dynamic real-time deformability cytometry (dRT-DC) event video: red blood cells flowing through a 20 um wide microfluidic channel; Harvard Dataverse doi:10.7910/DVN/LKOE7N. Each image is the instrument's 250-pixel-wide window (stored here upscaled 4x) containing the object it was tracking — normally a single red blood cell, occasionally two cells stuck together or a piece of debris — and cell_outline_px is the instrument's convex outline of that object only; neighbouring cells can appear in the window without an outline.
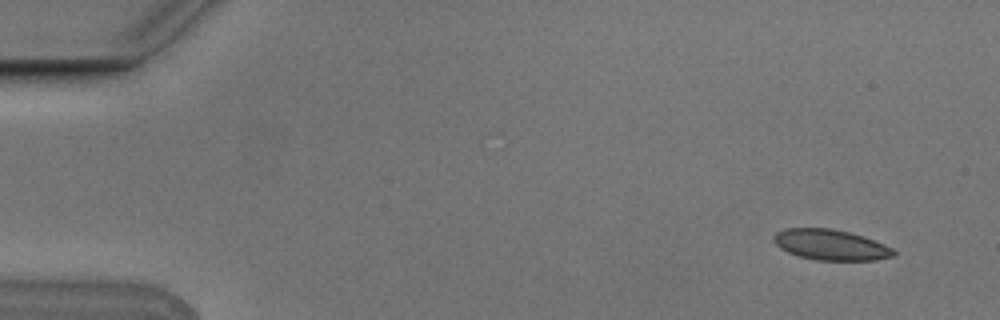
{"species": "Egyptian fruit bat (a non-hibernating species)", "species_latin": "Rousettus aegyptiacus", "temperature_condition": "cold", "stored_images_in_passage": 5, "segment_of_instrument_passage": [2, 2], "camera_frame_rate_fps": 3000, "um_per_image_px": 0.085, "animal": {"sex": "male"}, "frame": {"image": 1, "passage_image": 5, "time_ms": 1.333, "image_size_px": [1000, 320], "cell_outline_px": [[896, 252], [892, 256], [876, 260], [816, 260], [800, 256], [788, 252], [780, 248], [772, 240], [772, 236], [776, 232], [784, 228], [832, 228], [864, 236], [892, 248]], "centroid_in_image_um": [70.57, 20.8], "position_along_channel_um": 14.4, "area_um2": 21.33}}